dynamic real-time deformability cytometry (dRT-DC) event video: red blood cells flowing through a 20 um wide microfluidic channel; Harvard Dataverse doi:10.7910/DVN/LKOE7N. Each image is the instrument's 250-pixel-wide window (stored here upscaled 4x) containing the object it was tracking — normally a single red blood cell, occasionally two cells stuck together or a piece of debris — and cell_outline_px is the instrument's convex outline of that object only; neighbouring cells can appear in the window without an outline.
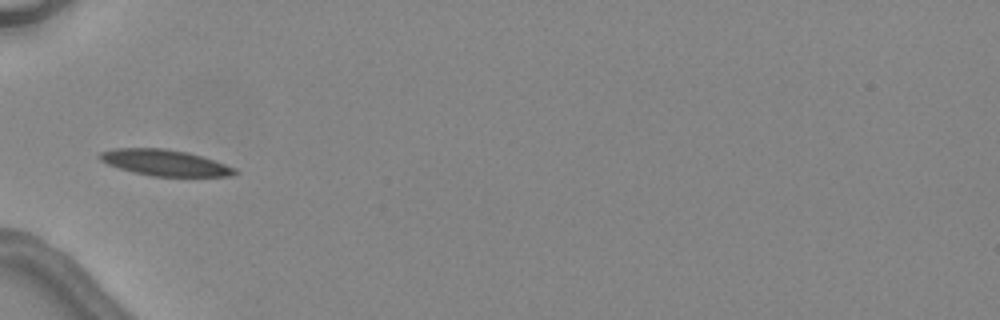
{"species": "common noctule bat (a hibernating species)", "species_latin": "Nyctalus noctula", "temperature_condition": "warm", "stored_images_in_passage": 6, "camera_frame_rate_fps": 3000, "um_per_image_px": 0.085, "animal": {"sex": "female", "body_mass_g": 24.6, "forearm_length_mm": 56.2}, "frame": {"image": 1, "passage_image": 6, "time_ms": 6.667, "image_size_px": [1000, 320], "cell_outline_px": [[240, 172], [232, 176], [152, 176], [132, 172], [108, 164], [100, 160], [96, 156], [100, 152], [116, 148], [164, 148], [188, 152], [236, 168]], "centroid_in_image_um": [13.99, 13.83], "position_along_channel_um": 71.0, "area_um2": 20.46}}